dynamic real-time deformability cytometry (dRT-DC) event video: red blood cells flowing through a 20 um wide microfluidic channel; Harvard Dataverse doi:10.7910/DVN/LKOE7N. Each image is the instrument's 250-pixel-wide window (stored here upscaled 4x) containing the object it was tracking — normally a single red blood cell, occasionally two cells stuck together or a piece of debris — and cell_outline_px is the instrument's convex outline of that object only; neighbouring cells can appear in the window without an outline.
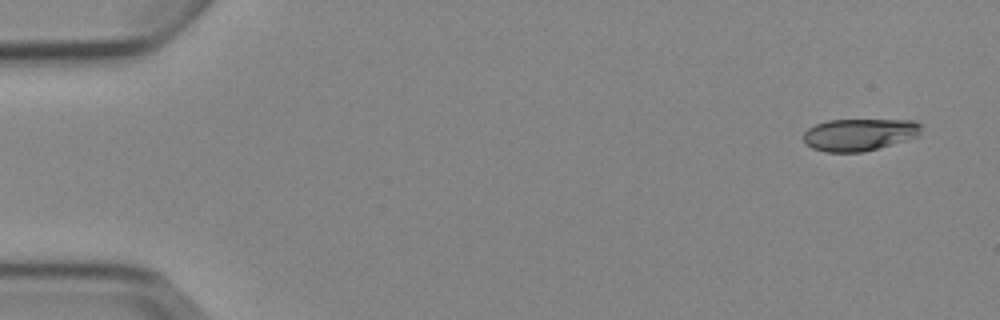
{"species": "Egyptian fruit bat (a non-hibernating species)", "species_latin": "Rousettus aegyptiacus", "temperature_condition": "cold", "stored_images_in_passage": 6, "camera_frame_rate_fps": 3000, "um_per_image_px": 0.085, "animal": {"sex": "female"}, "frame": {"image": 1, "passage_image": 6, "time_ms": 6.0, "image_size_px": [1000, 320], "cell_outline_px": [[924, 124], [920, 136], [864, 152], [824, 152], [812, 148], [804, 140], [804, 132], [808, 128], [816, 124], [828, 120], [916, 120]], "centroid_in_image_um": [73.11, 11.43], "position_along_channel_um": 11.9, "area_um2": 22.31}}